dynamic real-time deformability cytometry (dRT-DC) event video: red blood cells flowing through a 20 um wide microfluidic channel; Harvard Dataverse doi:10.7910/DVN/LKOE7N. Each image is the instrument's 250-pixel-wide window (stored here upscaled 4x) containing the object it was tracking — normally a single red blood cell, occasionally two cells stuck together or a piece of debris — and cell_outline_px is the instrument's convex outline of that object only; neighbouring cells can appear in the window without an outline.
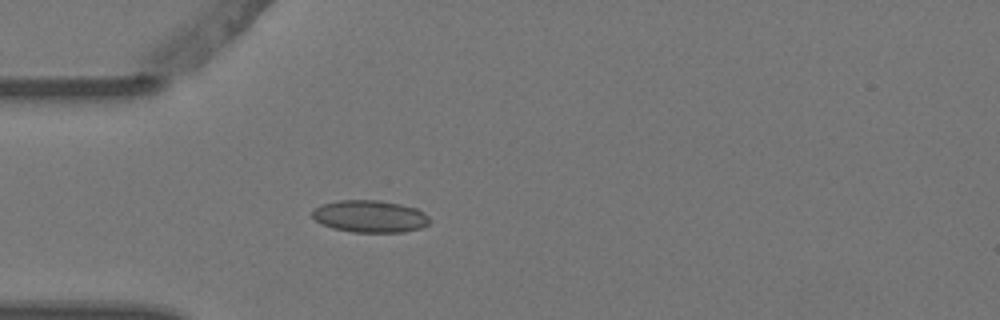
{"species": "Egyptian fruit bat (a non-hibernating species)", "species_latin": "Rousettus aegyptiacus", "temperature_condition": "warm", "stored_images_in_passage": 4, "camera_frame_rate_fps": 3000, "um_per_image_px": 0.085, "animal": {"sex": "female"}, "frame": {"image": 1, "passage_image": 3, "time_ms": 0.667, "image_size_px": [1000, 320], "cell_outline_px": [[432, 220], [428, 224], [420, 228], [404, 232], [352, 232], [332, 228], [320, 224], [312, 216], [312, 212], [320, 204], [340, 200], [380, 200], [400, 204], [416, 208], [424, 212]], "centroid_in_image_um": [31.45, 18.39], "position_along_channel_um": 53.5, "area_um2": 22.14}}